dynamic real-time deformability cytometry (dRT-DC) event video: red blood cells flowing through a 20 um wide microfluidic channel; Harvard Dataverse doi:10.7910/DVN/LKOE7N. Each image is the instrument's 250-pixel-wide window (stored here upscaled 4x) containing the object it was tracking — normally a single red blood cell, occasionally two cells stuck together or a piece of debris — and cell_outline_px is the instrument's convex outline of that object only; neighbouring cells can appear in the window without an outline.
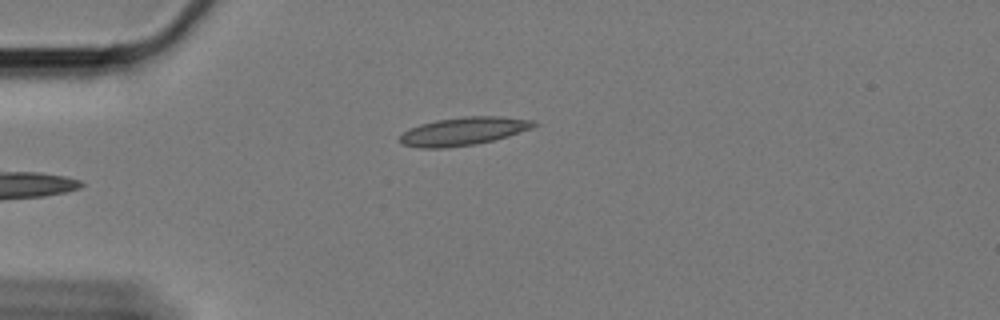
{"species": "Egyptian fruit bat (a non-hibernating species)", "species_latin": "Rousettus aegyptiacus", "temperature_condition": "cold", "stored_images_in_passage": 38, "camera_frame_rate_fps": 3000, "um_per_image_px": 0.085, "animal": {"sex": "female"}, "frame": {"image": 1, "passage_image": 1, "time_ms": 0.0, "image_size_px": [1000, 320], "cell_outline_px": [[536, 124], [532, 128], [508, 136], [492, 140], [472, 144], [440, 148], [424, 148], [404, 144], [400, 140], [400, 136], [408, 128], [420, 124], [436, 120], [464, 116], [504, 116], [536, 120]], "centroid_in_image_um": [39.42, 11.13], "position_along_channel_um": 45.6, "area_um2": 21.73}}
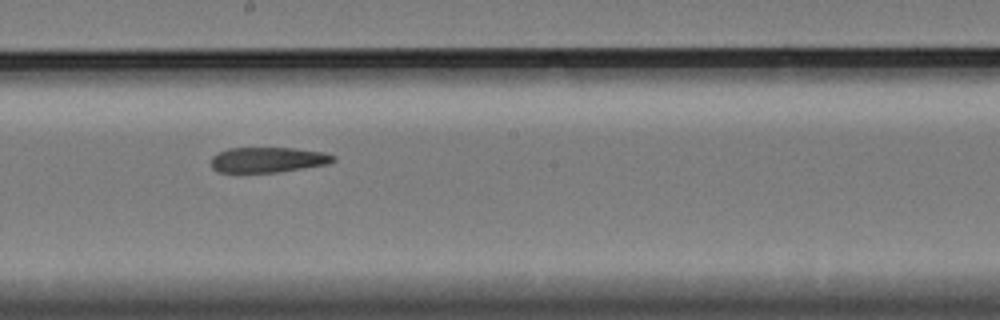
{"frame": {"image": 2, "passage_image": 19, "time_ms": 6.0, "image_size_px": [1000, 320], "cell_outline_px": [[336, 160], [328, 164], [280, 172], [216, 172], [212, 168], [212, 156], [216, 152], [228, 148], [296, 148], [324, 152], [336, 156]], "centroid_in_image_um": [22.78, 13.58], "position_along_channel_um": 225.4, "area_um2": 18.21}}
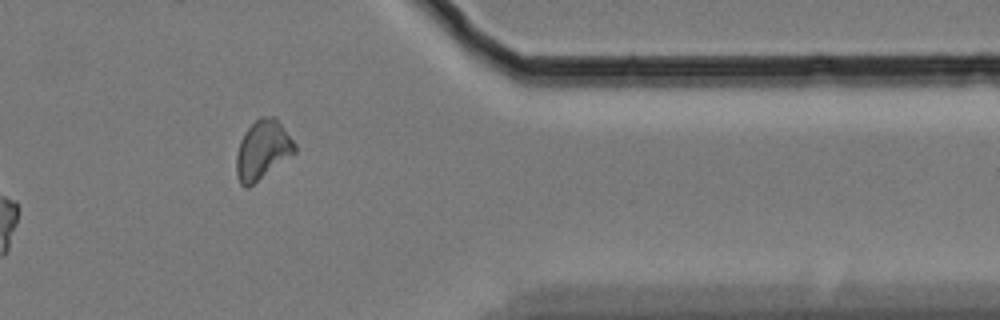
{"frame": {"image": 3, "passage_image": 35, "time_ms": 11.333, "image_size_px": [1000, 320], "cell_outline_px": [[296, 152], [248, 188], [244, 188], [240, 184], [236, 176], [236, 156], [240, 140], [248, 128], [260, 116], [276, 116], [296, 144]], "centroid_in_image_um": [22.32, 12.74], "position_along_channel_um": 389.1, "area_um2": 20.17}, "authors_computed_cell_mechanics": {"area_um2": 19.652, "velocity_mm_per_s": 3.3435, "shape_relaxation_time_tau1_ms": null, "shape_relaxation_time_tau2_ms": 4.9308, "deformation_change_tau1": null, "deformation_change_tau2": 0.1042}}